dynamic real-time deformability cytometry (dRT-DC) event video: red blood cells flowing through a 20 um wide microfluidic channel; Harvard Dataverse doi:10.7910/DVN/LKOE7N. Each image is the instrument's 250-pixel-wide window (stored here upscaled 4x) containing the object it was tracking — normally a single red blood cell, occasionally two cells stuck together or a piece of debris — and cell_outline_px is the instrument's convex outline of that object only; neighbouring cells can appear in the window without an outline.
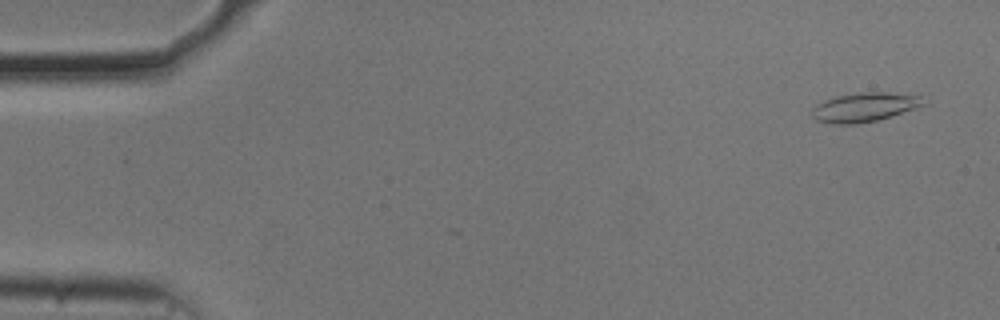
{"species": "common noctule bat (a hibernating species)", "species_latin": "Nyctalus noctula", "temperature_condition": "cold", "stored_images_in_passage": 55, "camera_frame_rate_fps": 3000, "um_per_image_px": 0.085, "animal": {"sex": "male", "body_mass_g": 20.5, "forearm_length_mm": 52.5}, "frame": {"image": 1, "passage_image": 3, "time_ms": 0.667, "image_size_px": [1000, 320], "cell_outline_px": [[924, 104], [916, 108], [892, 116], [876, 120], [856, 124], [832, 124], [816, 120], [812, 116], [812, 108], [816, 104], [824, 100], [836, 96], [860, 92], [888, 92], [920, 96]], "centroid_in_image_um": [73.43, 9.11], "position_along_channel_um": 11.6, "area_um2": 18.84}}
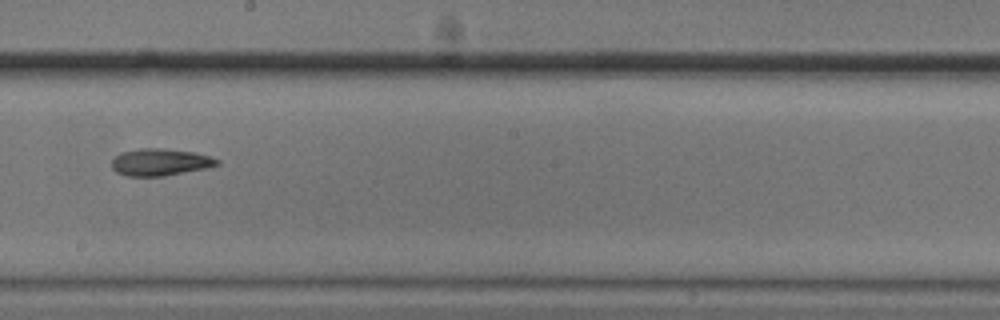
{"frame": {"image": 2, "passage_image": 31, "time_ms": 10.0, "image_size_px": [1000, 320], "cell_outline_px": [[220, 164], [208, 168], [164, 176], [128, 176], [116, 172], [112, 168], [112, 160], [120, 152], [140, 148], [160, 148], [196, 152], [220, 160]], "centroid_in_image_um": [13.63, 13.78], "position_along_channel_um": 234.6, "area_um2": 16.7}}
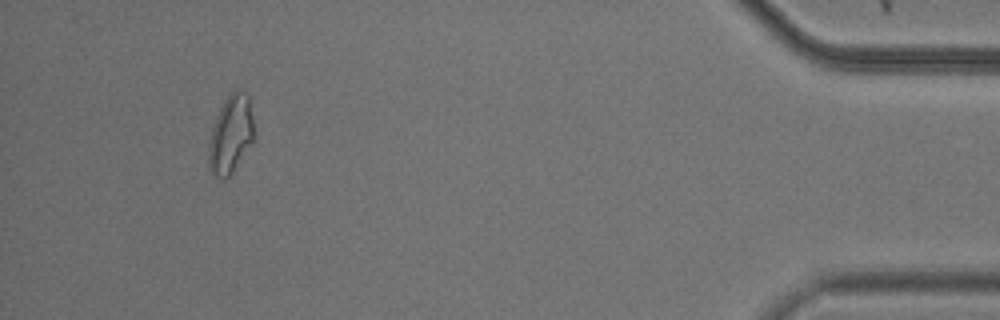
{"frame": {"image": 3, "passage_image": 51, "time_ms": 16.667, "image_size_px": [1000, 320], "cell_outline_px": [[256, 140], [232, 172], [224, 180], [220, 180], [212, 172], [208, 164], [208, 144], [212, 128], [216, 116], [224, 100], [236, 88], [244, 92], [248, 96], [256, 136]], "centroid_in_image_um": [19.63, 11.45], "position_along_channel_um": 415.6, "area_um2": 20.98}, "authors_computed_cell_mechanics": {"area_um2": 17.6868, "velocity_mm_per_s": 3.7009, "shape_relaxation_time_tau1_ms": null, "shape_relaxation_time_tau2_ms": 7.028, "deformation_change_tau1": null, "deformation_change_tau2": 0.1444}}